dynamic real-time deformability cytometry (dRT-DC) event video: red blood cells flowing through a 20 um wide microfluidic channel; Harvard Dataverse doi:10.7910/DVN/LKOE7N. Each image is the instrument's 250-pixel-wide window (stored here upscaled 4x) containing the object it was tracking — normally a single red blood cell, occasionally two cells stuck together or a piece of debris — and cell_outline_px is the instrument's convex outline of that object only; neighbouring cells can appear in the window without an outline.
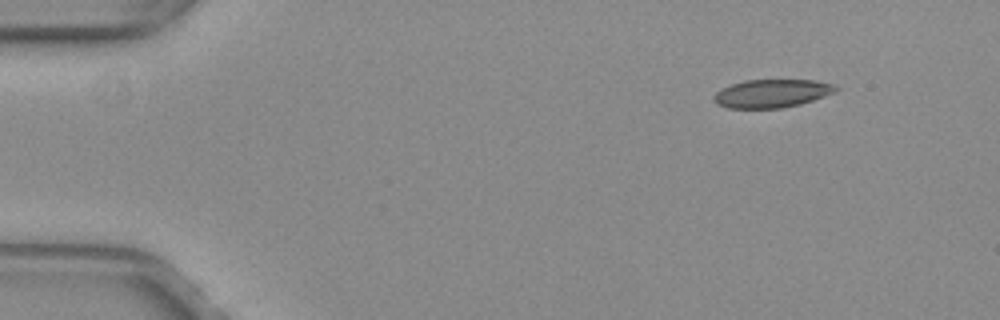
{"species": "common noctule bat (a hibernating species)", "species_latin": "Nyctalus noctula", "temperature_condition": "warm", "stored_images_in_passage": 23, "camera_frame_rate_fps": 3000, "um_per_image_px": 0.085, "animal": {"sex": "female", "body_mass_g": 29.2, "forearm_length_mm": 56.3}, "frame": {"image": 1, "passage_image": 1, "time_ms": 0.0, "image_size_px": [1000, 320], "cell_outline_px": [[840, 88], [836, 92], [800, 104], [780, 108], [728, 108], [716, 104], [712, 100], [712, 96], [720, 88], [744, 80], [816, 80], [832, 84]], "centroid_in_image_um": [65.57, 7.94], "position_along_channel_um": 19.4, "area_um2": 20.17}}
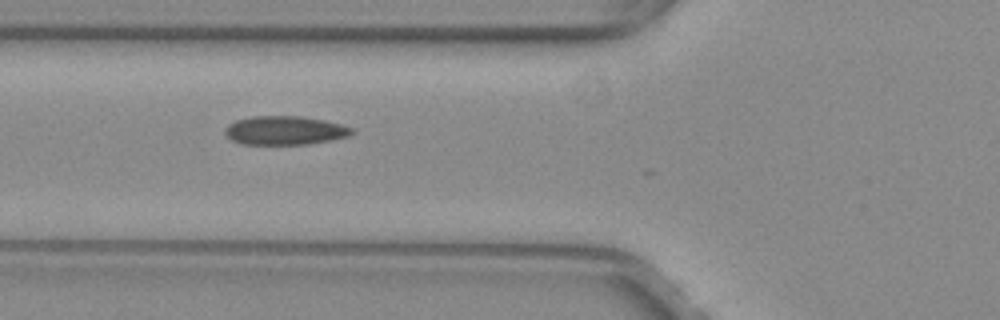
{"frame": {"image": 2, "passage_image": 15, "time_ms": 4.667, "image_size_px": [1000, 320], "cell_outline_px": [[352, 132], [348, 136], [308, 144], [240, 144], [232, 140], [224, 132], [224, 128], [228, 124], [236, 120], [252, 116], [300, 116], [324, 120], [340, 124], [352, 128]], "centroid_in_image_um": [24.15, 11.08], "position_along_channel_um": 101.6, "area_um2": 21.1}}
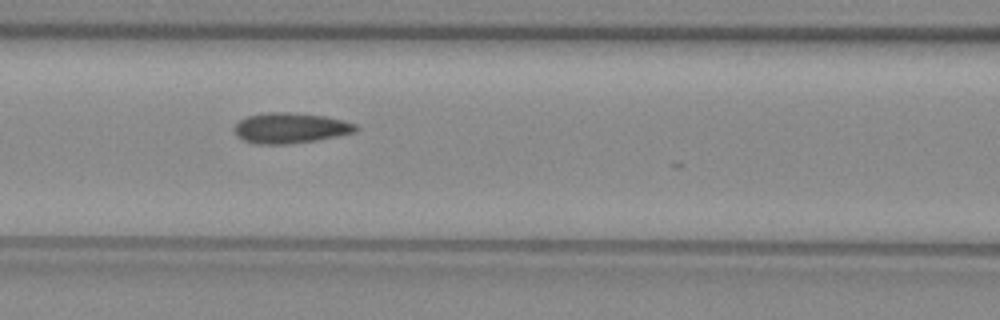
{"frame": {"image": 3, "passage_image": 18, "time_ms": 5.667, "image_size_px": [1000, 320], "cell_outline_px": [[360, 128], [356, 132], [316, 140], [288, 144], [256, 144], [244, 140], [236, 136], [232, 128], [240, 120], [248, 116], [268, 112], [288, 112], [324, 116], [356, 124]], "centroid_in_image_um": [24.65, 10.89], "position_along_channel_um": 141.9, "area_um2": 21.5}}